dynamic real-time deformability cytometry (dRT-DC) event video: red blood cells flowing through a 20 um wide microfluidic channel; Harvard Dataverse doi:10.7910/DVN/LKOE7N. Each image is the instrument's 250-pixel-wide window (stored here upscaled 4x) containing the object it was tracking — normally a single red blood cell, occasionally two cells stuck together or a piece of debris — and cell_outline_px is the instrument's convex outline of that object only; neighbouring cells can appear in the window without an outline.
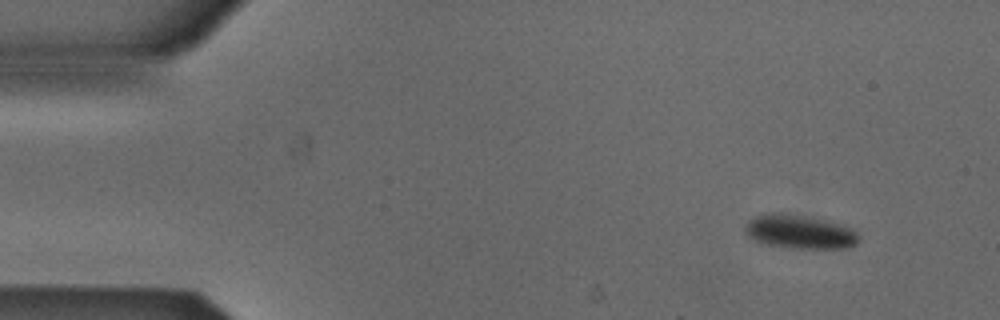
{"species": "Egyptian fruit bat (a non-hibernating species)", "species_latin": "Rousettus aegyptiacus", "temperature_condition": "cold", "stored_images_in_passage": 52, "camera_frame_rate_fps": 3000, "um_per_image_px": 0.085, "animal": {"sex": "male"}, "frame": {"image": 1, "passage_image": 4, "time_ms": 1.0, "image_size_px": [1000, 320], "cell_outline_px": [[856, 244], [848, 248], [792, 248], [768, 244], [756, 240], [748, 236], [744, 232], [744, 228], [748, 220], [756, 216], [800, 216], [824, 220], [852, 228], [856, 232]], "centroid_in_image_um": [67.99, 19.75], "position_along_channel_um": 17.0, "area_um2": 21.21}}
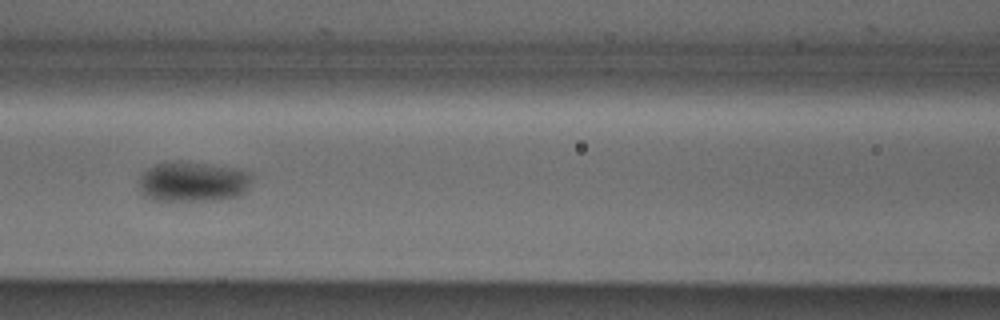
{"frame": {"image": 2, "passage_image": 22, "time_ms": 7.0, "image_size_px": [1000, 320], "cell_outline_px": [[252, 180], [248, 188], [240, 196], [216, 200], [156, 200], [144, 196], [140, 192], [140, 176], [148, 168], [156, 164], [176, 160], [180, 160], [236, 168], [252, 172]], "centroid_in_image_um": [16.43, 15.43], "position_along_channel_um": 150.2, "area_um2": 26.65}}
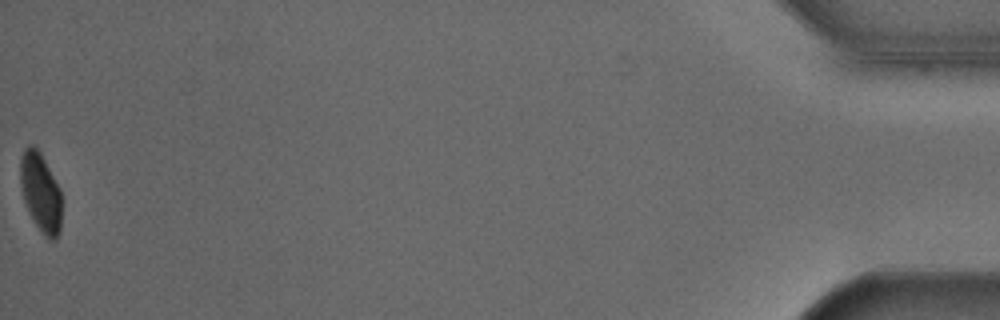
{"frame": {"image": 3, "passage_image": 52, "time_ms": 17.0, "image_size_px": [1000, 320], "cell_outline_px": [[60, 232], [56, 240], [48, 240], [44, 236], [28, 212], [24, 200], [20, 184], [20, 156], [24, 148], [28, 144], [32, 144], [40, 152], [60, 188]], "centroid_in_image_um": [3.43, 16.34], "position_along_channel_um": 431.8, "area_um2": 19.07}, "authors_computed_cell_mechanics": {"area_um2": 22.542, "velocity_mm_per_s": 3.8619, "shape_relaxation_time_tau1_ms": 5.0205, "shape_relaxation_time_tau2_ms": null, "deformation_change_tau1": 0.0707, "deformation_change_tau2": null}}